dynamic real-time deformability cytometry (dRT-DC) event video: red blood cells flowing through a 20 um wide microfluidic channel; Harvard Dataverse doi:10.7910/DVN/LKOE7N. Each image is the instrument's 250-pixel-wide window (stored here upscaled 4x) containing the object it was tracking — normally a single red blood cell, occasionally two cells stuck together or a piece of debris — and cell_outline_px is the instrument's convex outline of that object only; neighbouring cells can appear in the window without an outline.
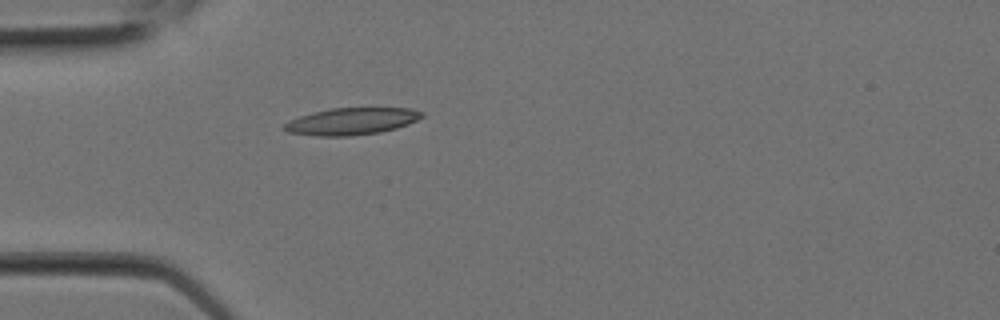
{"species": "Egyptian fruit bat (a non-hibernating species)", "species_latin": "Rousettus aegyptiacus", "temperature_condition": "room temperature", "stored_images_in_passage": 4, "camera_frame_rate_fps": 3000, "um_per_image_px": 0.085, "animal": {"sex": "female"}, "frame": {"image": 1, "passage_image": 1, "time_ms": 0.0, "image_size_px": [1000, 320], "cell_outline_px": [[424, 116], [408, 124], [396, 128], [380, 132], [352, 136], [316, 136], [288, 132], [280, 128], [288, 120], [312, 112], [332, 108], [412, 108], [424, 112]], "centroid_in_image_um": [29.86, 10.31], "position_along_channel_um": 55.1, "area_um2": 21.79}}
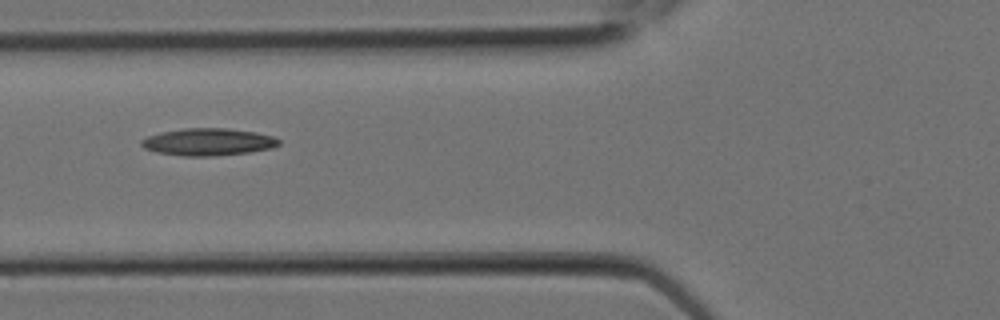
{"frame": {"image": 2, "passage_image": 3, "time_ms": 0.667, "image_size_px": [1000, 320], "cell_outline_px": [[280, 144], [272, 148], [248, 152], [216, 156], [184, 156], [156, 152], [144, 148], [140, 144], [140, 140], [148, 136], [160, 132], [184, 128], [228, 128], [256, 132], [272, 136], [280, 140]], "centroid_in_image_um": [17.68, 12.06], "position_along_channel_um": 108.1, "area_um2": 21.91}}
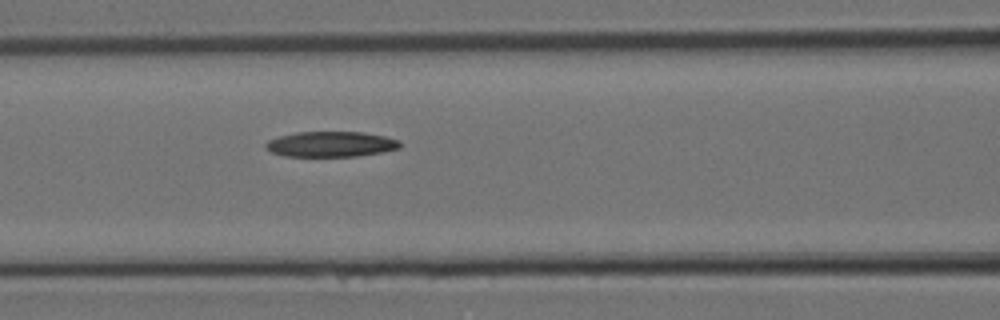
{"frame": {"image": 3, "passage_image": 4, "time_ms": 1.0, "image_size_px": [1000, 320], "cell_outline_px": [[400, 148], [384, 152], [356, 156], [284, 156], [272, 152], [264, 148], [264, 144], [268, 140], [280, 136], [296, 132], [364, 132], [384, 136], [400, 140]], "centroid_in_image_um": [28.12, 12.25], "position_along_channel_um": 138.5, "area_um2": 19.94}}